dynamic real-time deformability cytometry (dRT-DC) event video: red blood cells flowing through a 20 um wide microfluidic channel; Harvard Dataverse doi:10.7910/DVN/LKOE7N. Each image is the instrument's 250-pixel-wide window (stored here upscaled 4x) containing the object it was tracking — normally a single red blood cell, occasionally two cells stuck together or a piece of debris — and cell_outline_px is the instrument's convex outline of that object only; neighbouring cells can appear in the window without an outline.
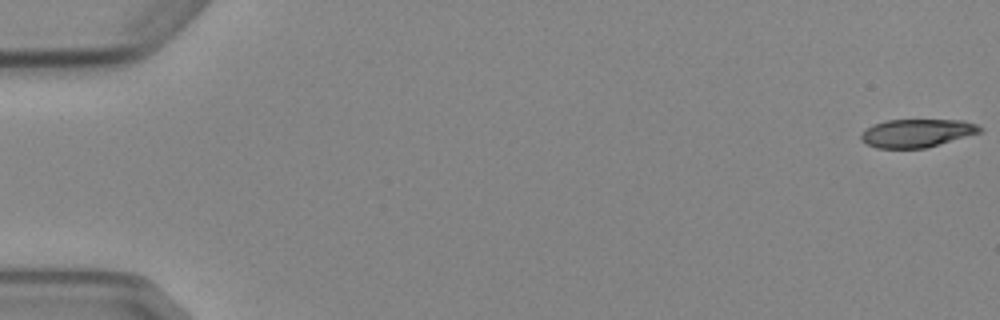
{"species": "Egyptian fruit bat (a non-hibernating species)", "species_latin": "Rousettus aegyptiacus", "temperature_condition": "cold", "stored_images_in_passage": 5, "camera_frame_rate_fps": 3000, "um_per_image_px": 0.085, "animal": {"sex": "female"}, "frame": {"image": 1, "passage_image": 1, "time_ms": 0.0, "image_size_px": [1000, 320], "cell_outline_px": [[984, 128], [980, 132], [924, 148], [876, 148], [860, 140], [860, 132], [864, 128], [872, 124], [888, 120], [964, 120], [976, 124]], "centroid_in_image_um": [77.87, 11.3], "position_along_channel_um": 7.1, "area_um2": 19.48}}
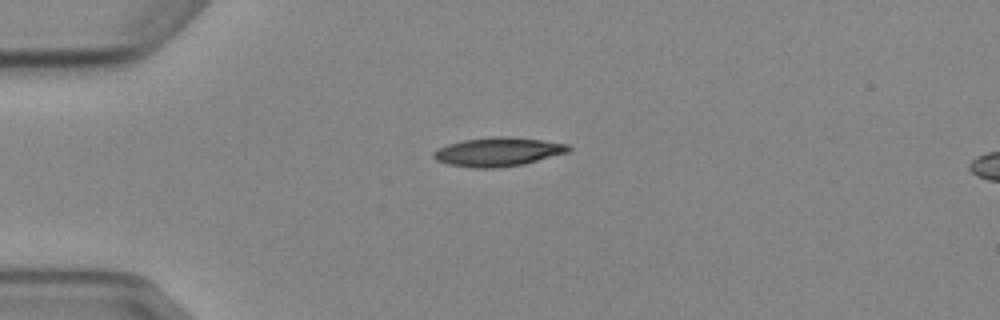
{"frame": {"image": 2, "passage_image": 4, "time_ms": 4.333, "image_size_px": [1000, 320], "cell_outline_px": [[572, 148], [568, 152], [524, 164], [492, 168], [476, 168], [448, 164], [436, 160], [432, 156], [432, 152], [448, 144], [464, 140], [496, 136], [504, 136], [540, 140], [568, 144]], "centroid_in_image_um": [42.33, 12.91], "position_along_channel_um": 42.7, "area_um2": 22.43}}